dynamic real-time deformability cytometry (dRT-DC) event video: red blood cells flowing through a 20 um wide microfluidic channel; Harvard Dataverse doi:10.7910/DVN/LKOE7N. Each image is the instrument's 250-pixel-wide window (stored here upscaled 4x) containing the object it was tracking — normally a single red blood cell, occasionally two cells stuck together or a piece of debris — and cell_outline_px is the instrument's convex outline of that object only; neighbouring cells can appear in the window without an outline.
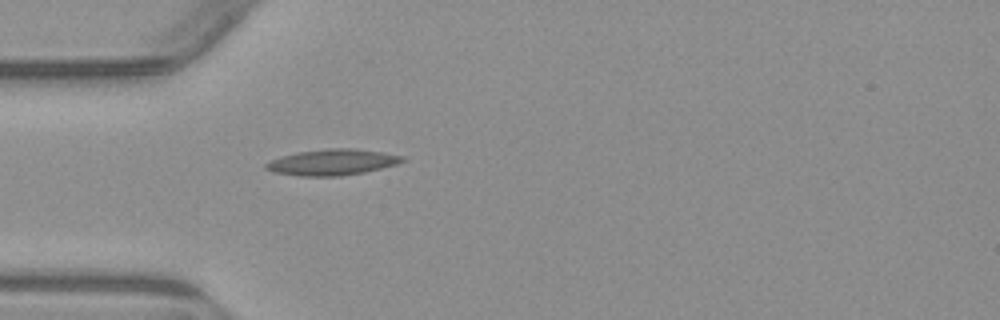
{"species": "common noctule bat (a hibernating species)", "species_latin": "Nyctalus noctula", "temperature_condition": "warm", "stored_images_in_passage": 1, "camera_frame_rate_fps": 3000, "um_per_image_px": 0.085, "animal": {"sex": "male", "body_mass_g": 23.1, "forearm_length_mm": 52.7}, "frame": {"image": 1, "passage_image": 1, "time_ms": 0.0, "image_size_px": [1000, 320], "cell_outline_px": [[408, 160], [396, 164], [364, 172], [340, 176], [300, 176], [272, 172], [264, 168], [264, 164], [280, 156], [296, 152], [328, 148], [356, 148], [404, 156]], "centroid_in_image_um": [28.22, 13.78], "position_along_channel_um": 56.8, "area_um2": 20.75}}